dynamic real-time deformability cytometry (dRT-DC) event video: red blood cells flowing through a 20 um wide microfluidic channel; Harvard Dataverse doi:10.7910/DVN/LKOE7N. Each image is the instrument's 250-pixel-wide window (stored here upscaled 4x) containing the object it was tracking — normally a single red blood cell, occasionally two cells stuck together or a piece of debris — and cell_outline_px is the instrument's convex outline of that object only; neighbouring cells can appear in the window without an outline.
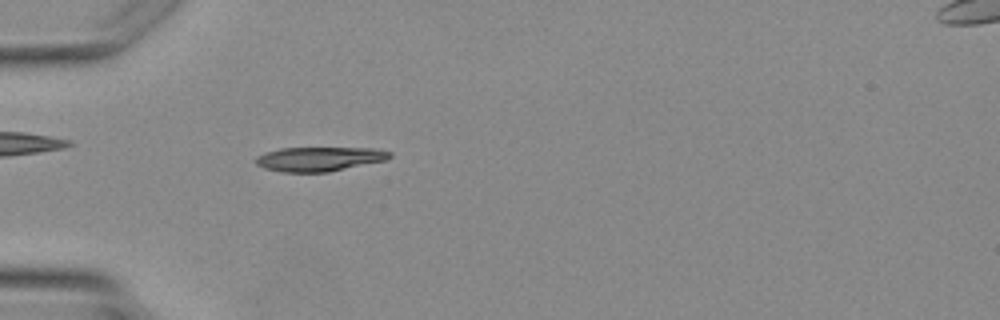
{"species": "Egyptian fruit bat (a non-hibernating species)", "species_latin": "Rousettus aegyptiacus", "temperature_condition": "warm", "stored_images_in_passage": 3, "camera_frame_rate_fps": 3000, "um_per_image_px": 0.085, "animal": {"sex": "female"}, "frame": {"image": 1, "passage_image": 3, "time_ms": 2.333, "image_size_px": [1000, 320], "cell_outline_px": [[392, 156], [388, 160], [328, 172], [280, 172], [264, 168], [256, 164], [256, 156], [264, 152], [280, 148], [372, 148], [392, 152]], "centroid_in_image_um": [27.14, 13.51], "position_along_channel_um": 57.9, "area_um2": 19.13}}